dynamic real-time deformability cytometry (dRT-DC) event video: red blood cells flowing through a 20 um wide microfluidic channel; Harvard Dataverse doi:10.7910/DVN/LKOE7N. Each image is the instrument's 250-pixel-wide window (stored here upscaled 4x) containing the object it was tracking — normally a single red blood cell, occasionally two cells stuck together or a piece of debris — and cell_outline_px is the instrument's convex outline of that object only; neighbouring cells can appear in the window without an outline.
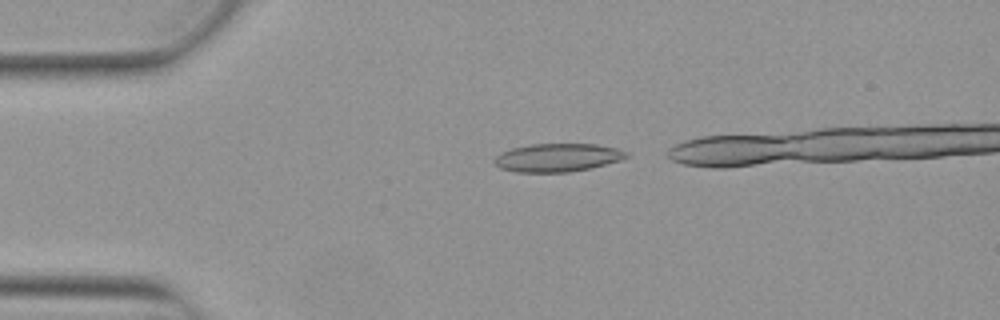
{"species": "Egyptian fruit bat (a non-hibernating species)", "species_latin": "Rousettus aegyptiacus", "temperature_condition": "warm", "stored_images_in_passage": 32, "camera_frame_rate_fps": 3000, "um_per_image_px": 0.085, "animal": {"sex": "female"}, "frame": {"image": 1, "passage_image": 1, "time_ms": 0.0, "image_size_px": [1000, 320], "cell_outline_px": [[628, 156], [620, 160], [592, 168], [568, 172], [516, 172], [500, 168], [492, 164], [492, 160], [500, 152], [512, 148], [532, 144], [596, 144], [616, 148], [624, 152]], "centroid_in_image_um": [47.32, 13.4], "position_along_channel_um": 37.7, "area_um2": 21.73}}
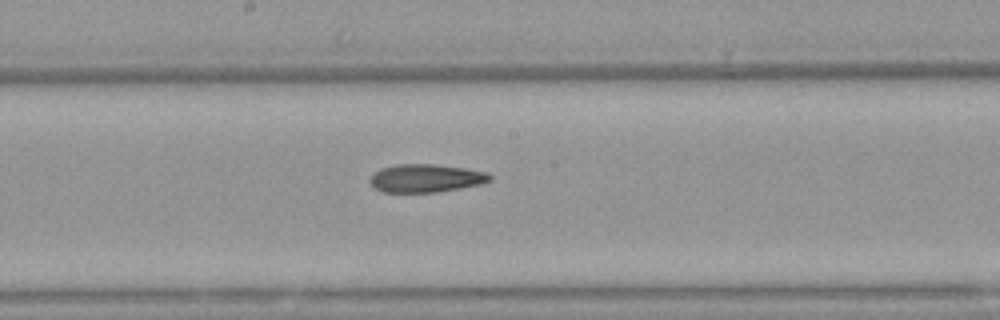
{"frame": {"image": 2, "passage_image": 17, "time_ms": 5.333, "image_size_px": [1000, 320], "cell_outline_px": [[492, 180], [480, 184], [460, 188], [436, 192], [384, 192], [376, 188], [368, 180], [372, 172], [380, 168], [396, 164], [432, 164], [464, 168], [488, 172], [492, 176]], "centroid_in_image_um": [36.18, 15.14], "position_along_channel_um": 212.0, "area_um2": 19.71}}
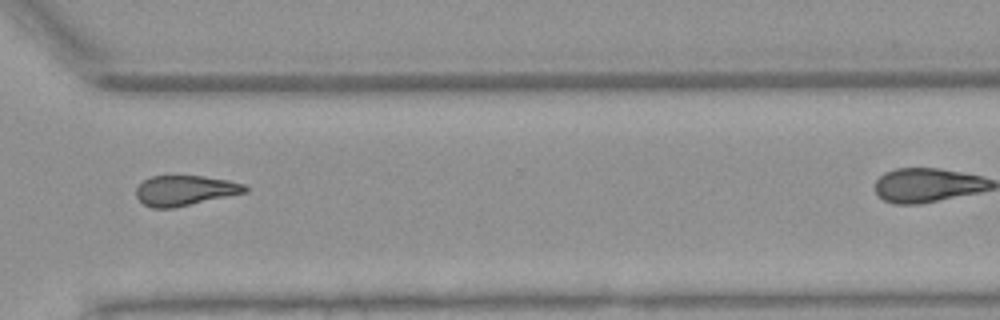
{"frame": {"image": 3, "passage_image": 28, "time_ms": 9.0, "image_size_px": [1000, 320], "cell_outline_px": [[248, 192], [172, 208], [152, 208], [144, 204], [136, 196], [136, 188], [144, 180], [152, 176], [204, 176], [228, 180], [244, 184], [248, 188]], "centroid_in_image_um": [15.73, 16.19], "position_along_channel_um": 354.9, "area_um2": 19.02}}